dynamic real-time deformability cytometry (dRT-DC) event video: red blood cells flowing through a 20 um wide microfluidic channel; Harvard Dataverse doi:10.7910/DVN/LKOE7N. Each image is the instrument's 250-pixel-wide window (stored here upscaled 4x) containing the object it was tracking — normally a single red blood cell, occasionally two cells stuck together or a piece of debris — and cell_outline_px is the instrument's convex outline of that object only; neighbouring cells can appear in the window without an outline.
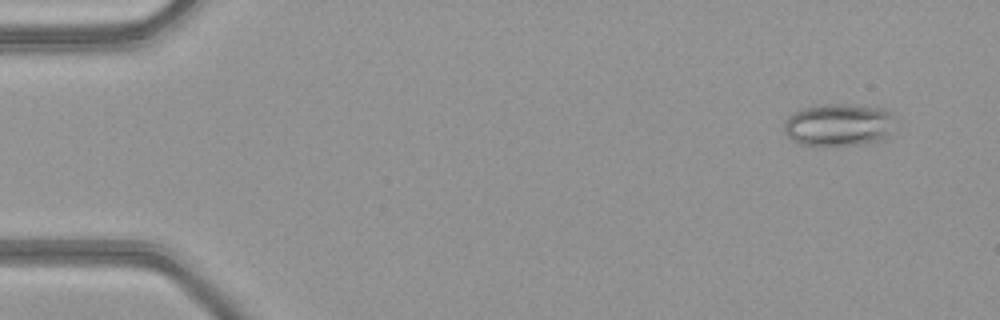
{"species": "common noctule bat (a hibernating species)", "species_latin": "Nyctalus noctula", "temperature_condition": "warm", "stored_images_in_passage": 50, "camera_frame_rate_fps": 3000, "um_per_image_px": 0.085, "animal": {"sex": "female", "body_mass_g": 21.9}, "frame": {"image": 1, "passage_image": 4, "time_ms": 1.0, "image_size_px": [1000, 320], "cell_outline_px": [[892, 116], [888, 136], [884, 140], [860, 144], [800, 144], [792, 140], [784, 132], [784, 120], [792, 112], [804, 108], [820, 104], [852, 104], [884, 108], [892, 112]], "centroid_in_image_um": [71.26, 10.58], "position_along_channel_um": 13.7, "area_um2": 27.34}}
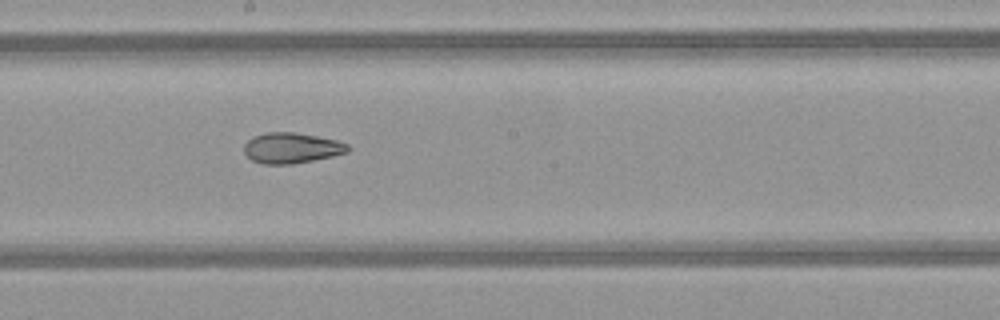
{"frame": {"image": 2, "passage_image": 28, "time_ms": 9.0, "image_size_px": [1000, 320], "cell_outline_px": [[352, 148], [348, 152], [332, 156], [292, 164], [264, 164], [252, 160], [244, 152], [244, 144], [252, 136], [268, 132], [296, 132], [336, 140], [348, 144]], "centroid_in_image_um": [24.78, 12.57], "position_along_channel_um": 223.4, "area_um2": 18.5}}
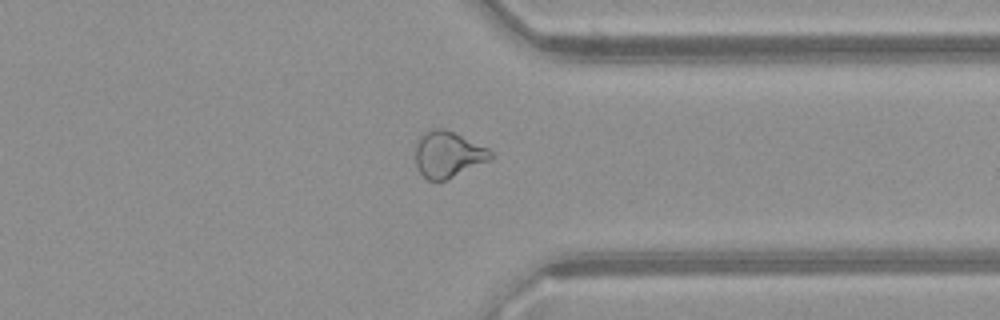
{"frame": {"image": 3, "passage_image": 39, "time_ms": 12.667, "image_size_px": [1000, 320], "cell_outline_px": [[492, 156], [488, 160], [448, 180], [428, 180], [420, 172], [416, 164], [416, 140], [424, 132], [432, 128], [444, 128], [488, 148], [492, 152]], "centroid_in_image_um": [38.05, 13.12], "position_along_channel_um": 373.4, "area_um2": 20.06}, "authors_computed_cell_mechanics": {"area_um2": 22.5131, "velocity_mm_per_s": 4.1605, "shape_relaxation_time_tau1_ms": null, "shape_relaxation_time_tau2_ms": 2.616, "deformation_change_tau1": null, "deformation_change_tau2": 0.1031}}